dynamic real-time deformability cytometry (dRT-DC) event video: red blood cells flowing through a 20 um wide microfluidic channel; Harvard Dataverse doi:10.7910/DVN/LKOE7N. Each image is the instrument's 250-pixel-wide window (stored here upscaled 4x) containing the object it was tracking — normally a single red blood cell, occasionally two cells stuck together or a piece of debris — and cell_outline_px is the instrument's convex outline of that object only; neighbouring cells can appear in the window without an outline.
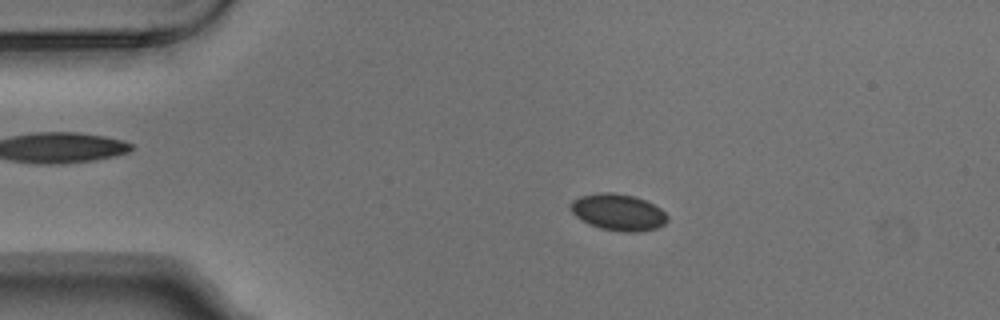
{"species": "Egyptian fruit bat (a non-hibernating species)", "species_latin": "Rousettus aegyptiacus", "temperature_condition": "warm", "stored_images_in_passage": 4, "camera_frame_rate_fps": 3000, "um_per_image_px": 0.085, "animal": {"sex": "male"}, "frame": {"image": 1, "passage_image": 3, "time_ms": 0.667, "image_size_px": [1000, 320], "cell_outline_px": [[668, 220], [664, 224], [656, 228], [640, 232], [624, 232], [600, 228], [588, 224], [580, 220], [568, 208], [568, 204], [572, 200], [580, 196], [596, 192], [612, 192], [632, 196], [644, 200], [660, 208], [668, 216]], "centroid_in_image_um": [52.49, 18.04], "position_along_channel_um": 32.5, "area_um2": 20.81}}